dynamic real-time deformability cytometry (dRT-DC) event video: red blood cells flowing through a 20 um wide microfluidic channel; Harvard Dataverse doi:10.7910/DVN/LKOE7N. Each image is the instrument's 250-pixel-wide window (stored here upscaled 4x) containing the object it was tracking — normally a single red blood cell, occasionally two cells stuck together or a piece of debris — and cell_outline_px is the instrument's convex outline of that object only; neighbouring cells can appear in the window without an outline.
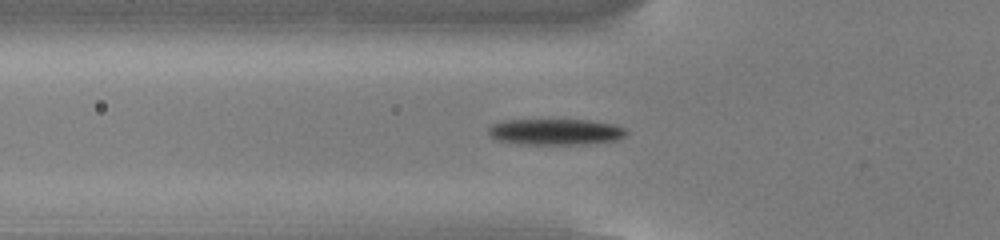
{"species": "common noctule bat (a hibernating species)", "species_latin": "Nyctalus noctula", "temperature_condition": "cold", "stored_images_in_passage": 54, "camera_frame_rate_fps": 3000, "um_per_image_px": 0.085, "animal": {"sex": "male", "body_mass_g": 13.0, "forearm_length_mm": 53.1}, "frame": {"image": 1, "passage_image": 19, "time_ms": 6.0, "image_size_px": [1000, 240], "cell_outline_px": [[628, 132], [624, 136], [616, 140], [588, 144], [516, 144], [500, 140], [492, 136], [488, 132], [488, 128], [492, 124], [504, 120], [592, 120], [616, 124], [624, 128]], "centroid_in_image_um": [47.25, 11.2], "position_along_channel_um": 78.5, "area_um2": 21.04}}
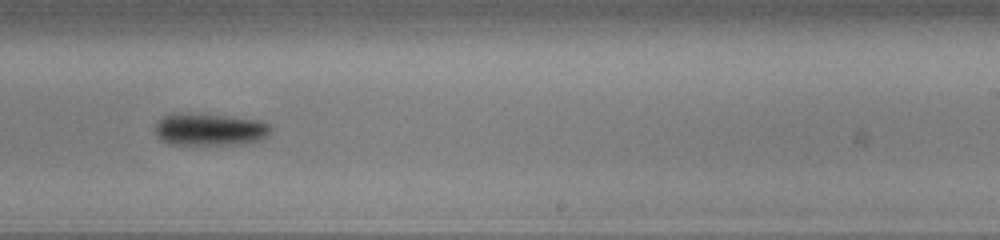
{"frame": {"image": 2, "passage_image": 34, "time_ms": 11.0, "image_size_px": [1000, 240], "cell_outline_px": [[272, 128], [260, 140], [244, 144], [168, 144], [160, 140], [156, 136], [152, 128], [164, 116], [172, 112], [180, 112], [224, 116], [256, 120], [268, 124]], "centroid_in_image_um": [17.72, 11.0], "position_along_channel_um": 271.3, "area_um2": 21.73}}
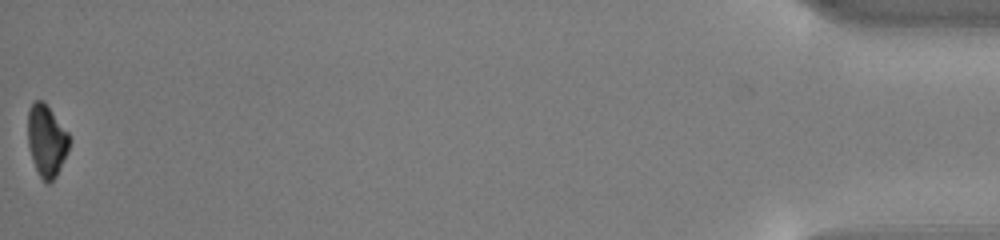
{"frame": {"image": 3, "passage_image": 54, "time_ms": 17.667, "image_size_px": [1000, 240], "cell_outline_px": [[72, 140], [60, 168], [56, 176], [48, 184], [40, 176], [32, 160], [28, 144], [28, 108], [32, 100], [44, 100], [68, 132]], "centroid_in_image_um": [3.96, 11.89], "position_along_channel_um": 431.2, "area_um2": 17.51}, "authors_computed_cell_mechanics": {"area_um2": 19.9121, "velocity_mm_per_s": 3.8594, "shape_relaxation_time_tau1_ms": 1.6024, "shape_relaxation_time_tau2_ms": null, "deformation_change_tau1": 0.1088, "deformation_change_tau2": null}}